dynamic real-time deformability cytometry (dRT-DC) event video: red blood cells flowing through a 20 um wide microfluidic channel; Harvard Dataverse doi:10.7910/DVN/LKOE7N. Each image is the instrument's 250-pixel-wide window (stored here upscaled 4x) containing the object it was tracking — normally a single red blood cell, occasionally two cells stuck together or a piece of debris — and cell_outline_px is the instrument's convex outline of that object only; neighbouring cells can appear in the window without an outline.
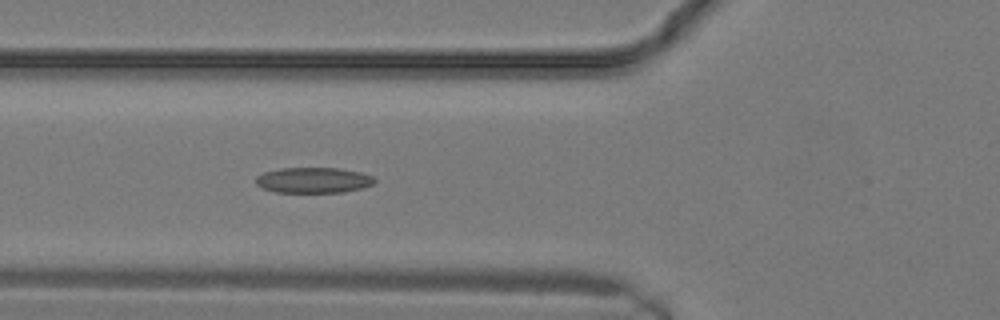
{"species": "common noctule bat (a hibernating species)", "species_latin": "Nyctalus noctula", "temperature_condition": "warm", "stored_images_in_passage": 10, "camera_frame_rate_fps": 3000, "um_per_image_px": 0.085, "animal": {"sex": "male", "body_mass_g": 19.2, "forearm_length_mm": 51.8}, "frame": {"image": 1, "passage_image": 10, "time_ms": 3.0, "image_size_px": [1000, 320], "cell_outline_px": [[376, 180], [372, 184], [360, 188], [344, 192], [276, 192], [264, 188], [256, 184], [256, 176], [264, 172], [280, 168], [340, 168], [360, 172], [372, 176]], "centroid_in_image_um": [26.63, 15.31], "position_along_channel_um": 99.2, "area_um2": 17.57}}